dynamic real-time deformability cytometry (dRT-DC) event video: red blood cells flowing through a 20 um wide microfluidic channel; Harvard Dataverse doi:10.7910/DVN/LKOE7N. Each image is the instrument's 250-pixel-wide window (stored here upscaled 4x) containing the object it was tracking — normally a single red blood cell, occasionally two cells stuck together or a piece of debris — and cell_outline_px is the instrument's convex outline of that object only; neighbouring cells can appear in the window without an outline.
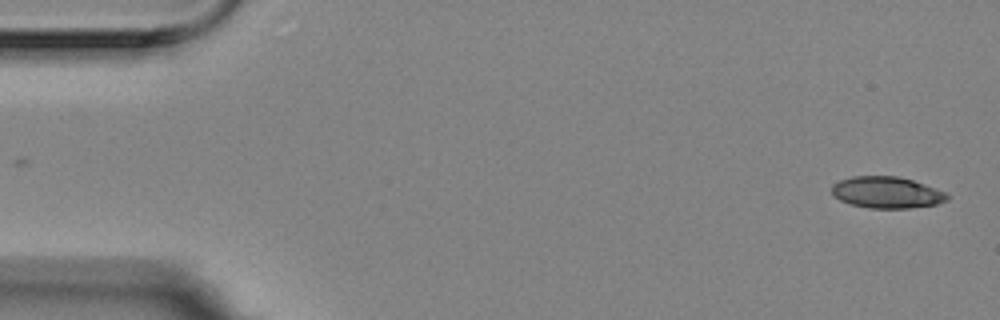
{"species": "Egyptian fruit bat (a non-hibernating species)", "species_latin": "Rousettus aegyptiacus", "temperature_condition": "room temperature", "stored_images_in_passage": 56, "camera_frame_rate_fps": 3000, "um_per_image_px": 0.085, "animal": {"sex": "female"}, "frame": {"image": 1, "passage_image": 1, "time_ms": 0.0, "image_size_px": [1000, 320], "cell_outline_px": [[948, 200], [936, 204], [908, 208], [868, 208], [852, 204], [840, 200], [832, 196], [832, 184], [840, 180], [852, 176], [896, 176], [912, 180], [924, 184], [944, 192], [948, 196]], "centroid_in_image_um": [75.33, 16.35], "position_along_channel_um": 9.7, "area_um2": 21.04}}
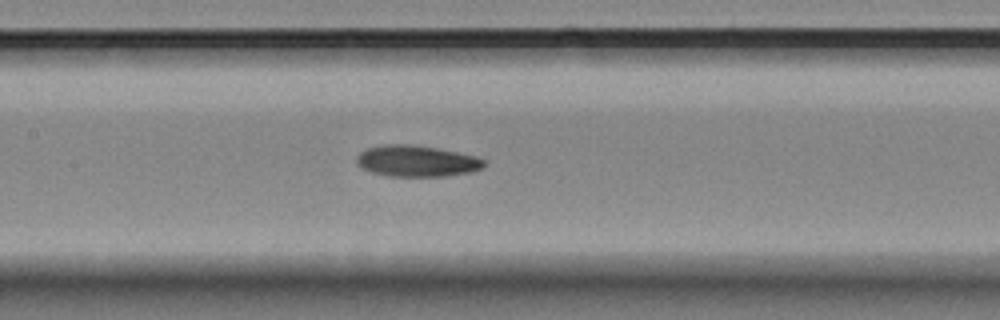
{"frame": {"image": 2, "passage_image": 25, "time_ms": 8.0, "image_size_px": [1000, 320], "cell_outline_px": [[488, 160], [484, 168], [468, 172], [444, 176], [388, 176], [372, 172], [356, 164], [356, 156], [360, 152], [368, 148], [384, 144], [408, 144], [436, 148], [476, 156]], "centroid_in_image_um": [35.43, 13.69], "position_along_channel_um": 172.0, "area_um2": 23.18}}
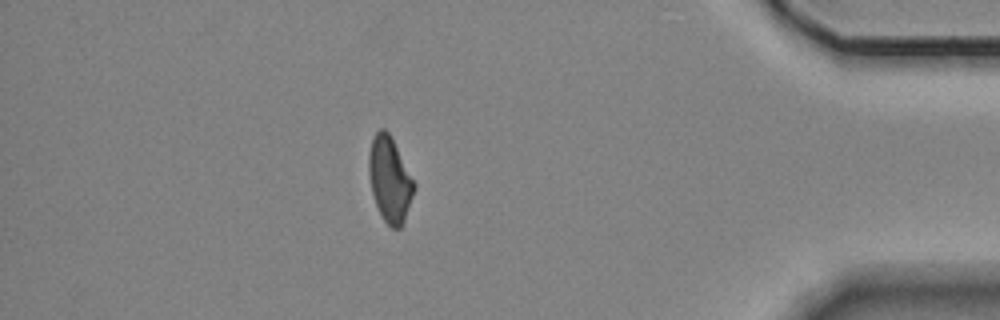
{"frame": {"image": 3, "passage_image": 48, "time_ms": 15.667, "image_size_px": [1000, 320], "cell_outline_px": [[416, 188], [404, 220], [400, 228], [392, 228], [384, 220], [376, 204], [372, 192], [368, 172], [368, 156], [372, 136], [380, 128], [384, 128], [388, 132], [416, 184]], "centroid_in_image_um": [33.12, 15.24], "position_along_channel_um": 402.1, "area_um2": 22.25}, "authors_computed_cell_mechanics": {"area_um2": 22.5998, "velocity_mm_per_s": 3.5392, "shape_relaxation_time_tau1_ms": 7.8323, "shape_relaxation_time_tau2_ms": 10.9507, "deformation_change_tau1": 0.1747, "deformation_change_tau2": 0.2176}}